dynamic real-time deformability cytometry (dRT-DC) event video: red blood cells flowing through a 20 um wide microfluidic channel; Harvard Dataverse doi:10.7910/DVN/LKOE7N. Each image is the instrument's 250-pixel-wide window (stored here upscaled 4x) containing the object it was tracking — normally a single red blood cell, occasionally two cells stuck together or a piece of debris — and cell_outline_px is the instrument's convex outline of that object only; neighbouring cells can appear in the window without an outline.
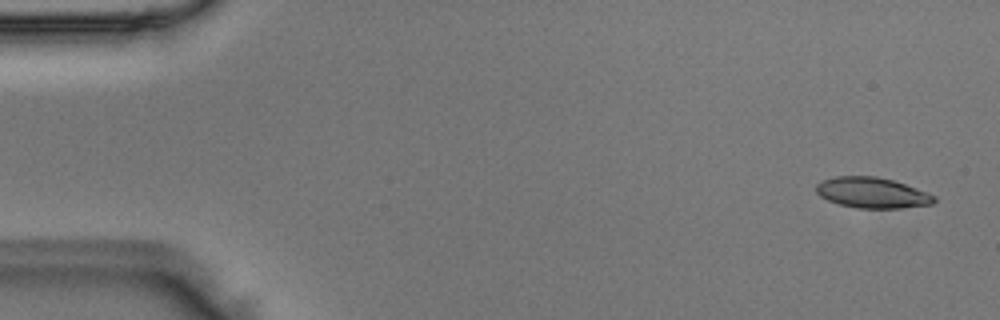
{"species": "Egyptian fruit bat (a non-hibernating species)", "species_latin": "Rousettus aegyptiacus", "temperature_condition": "room temperature", "stored_images_in_passage": 51, "camera_frame_rate_fps": 3000, "um_per_image_px": 0.085, "animal": {"sex": "male"}, "frame": {"image": 1, "passage_image": 2, "time_ms": 0.333, "image_size_px": [1000, 320], "cell_outline_px": [[936, 200], [932, 204], [900, 208], [856, 208], [840, 204], [828, 200], [820, 196], [816, 192], [816, 184], [824, 180], [836, 176], [876, 176], [892, 180], [904, 184], [936, 196]], "centroid_in_image_um": [74.12, 16.38], "position_along_channel_um": 10.9, "area_um2": 20.87}}
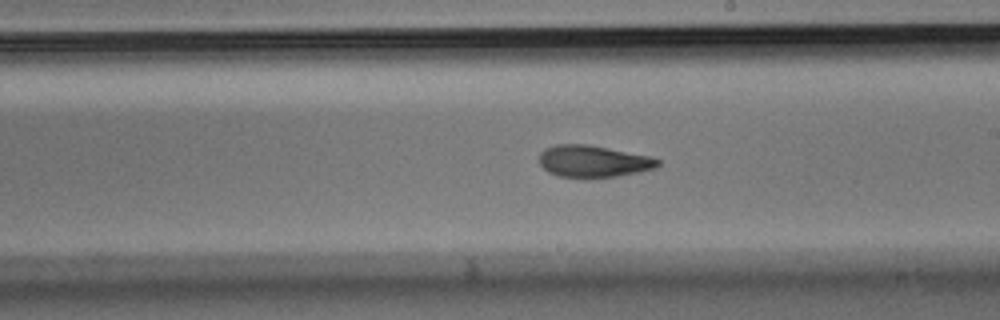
{"frame": {"image": 2, "passage_image": 29, "time_ms": 9.333, "image_size_px": [1000, 320], "cell_outline_px": [[660, 164], [656, 168], [640, 172], [616, 176], [560, 176], [548, 172], [540, 164], [540, 152], [544, 148], [556, 144], [588, 144], [652, 156], [660, 160]], "centroid_in_image_um": [50.46, 13.68], "position_along_channel_um": 238.5, "area_um2": 21.85}}
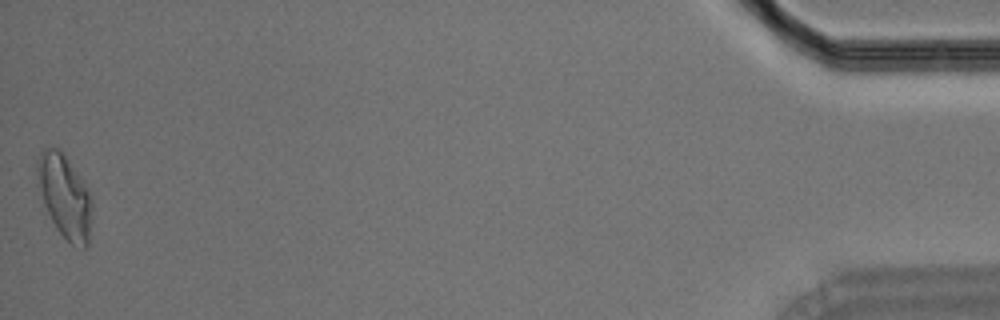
{"frame": {"image": 3, "passage_image": 51, "time_ms": 16.667, "image_size_px": [1000, 320], "cell_outline_px": [[92, 212], [88, 244], [84, 248], [72, 244], [56, 228], [44, 204], [36, 184], [36, 160], [40, 152], [44, 148], [56, 148], [64, 152], [88, 188], [92, 200]], "centroid_in_image_um": [5.49, 16.63], "position_along_channel_um": 429.7, "area_um2": 26.82}}